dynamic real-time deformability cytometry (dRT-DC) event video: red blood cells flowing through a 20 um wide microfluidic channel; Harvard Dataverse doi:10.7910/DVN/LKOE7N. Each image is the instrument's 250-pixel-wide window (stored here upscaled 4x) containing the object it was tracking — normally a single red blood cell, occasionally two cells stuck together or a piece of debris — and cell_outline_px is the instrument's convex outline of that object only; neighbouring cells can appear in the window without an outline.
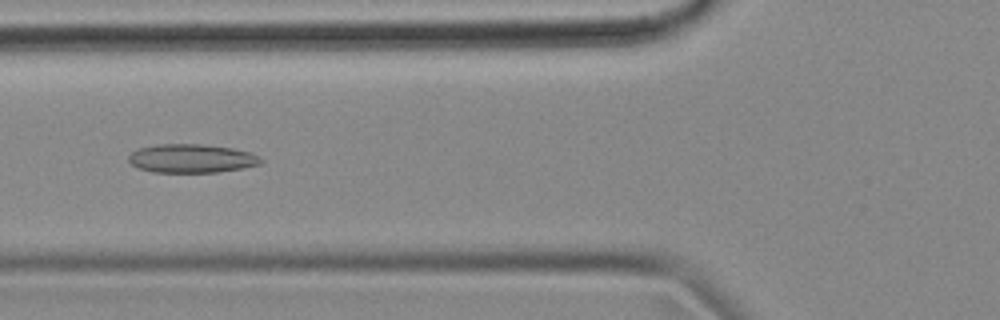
{"species": "common noctule bat (a hibernating species)", "species_latin": "Nyctalus noctula", "temperature_condition": "cold", "stored_images_in_passage": 53, "camera_frame_rate_fps": 3000, "um_per_image_px": 0.085, "animal": {"sex": "female", "body_mass_g": 18.4}, "frame": {"image": 1, "passage_image": 19, "time_ms": 6.0, "image_size_px": [1000, 320], "cell_outline_px": [[264, 160], [260, 164], [244, 168], [216, 172], [152, 172], [140, 168], [132, 164], [128, 160], [128, 156], [132, 152], [140, 148], [156, 144], [204, 144], [232, 148], [252, 152], [260, 156]], "centroid_in_image_um": [16.33, 13.46], "position_along_channel_um": 109.5, "area_um2": 22.2}}
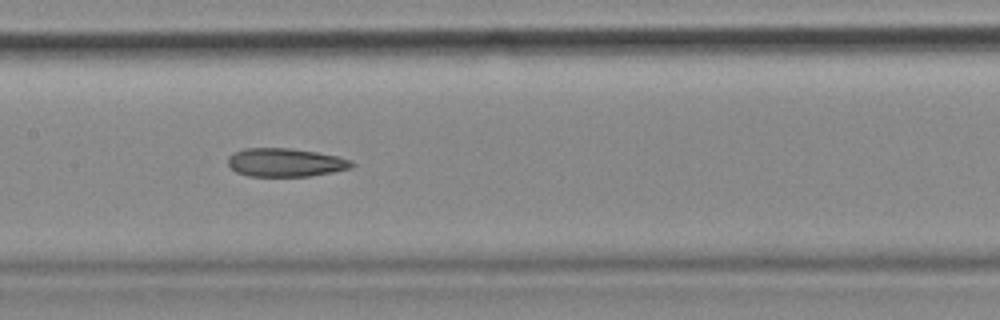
{"frame": {"image": 2, "passage_image": 25, "time_ms": 8.0, "image_size_px": [1000, 320], "cell_outline_px": [[356, 164], [352, 168], [332, 172], [308, 176], [248, 176], [236, 172], [228, 164], [228, 156], [232, 152], [244, 148], [292, 148], [340, 156], [352, 160]], "centroid_in_image_um": [24.28, 13.8], "position_along_channel_um": 183.1, "area_um2": 20.75}}
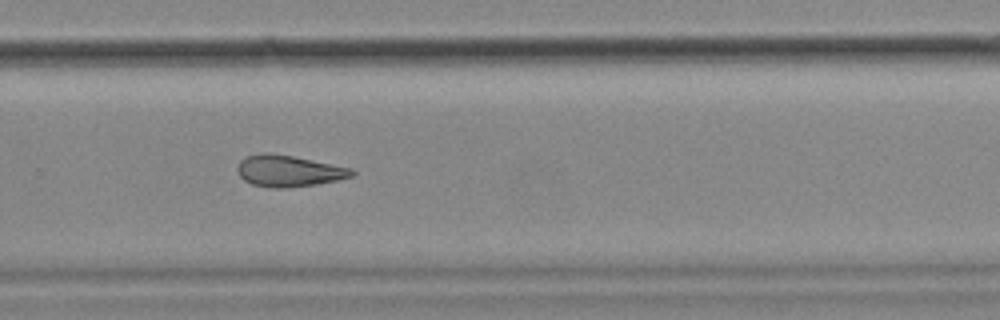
{"frame": {"image": 3, "passage_image": 35, "time_ms": 11.333, "image_size_px": [1000, 320], "cell_outline_px": [[356, 172], [352, 176], [336, 180], [316, 184], [288, 188], [272, 188], [252, 184], [244, 180], [240, 176], [236, 168], [240, 160], [244, 156], [264, 152], [268, 152], [292, 156], [352, 168]], "centroid_in_image_um": [24.5, 14.52], "position_along_channel_um": 305.3, "area_um2": 20.98}, "authors_computed_cell_mechanics": {"area_um2": 21.6172, "velocity_mm_per_s": 3.6822, "shape_relaxation_time_tau1_ms": null, "shape_relaxation_time_tau2_ms": 5.1333, "deformation_change_tau1": null, "deformation_change_tau2": 0.144}}